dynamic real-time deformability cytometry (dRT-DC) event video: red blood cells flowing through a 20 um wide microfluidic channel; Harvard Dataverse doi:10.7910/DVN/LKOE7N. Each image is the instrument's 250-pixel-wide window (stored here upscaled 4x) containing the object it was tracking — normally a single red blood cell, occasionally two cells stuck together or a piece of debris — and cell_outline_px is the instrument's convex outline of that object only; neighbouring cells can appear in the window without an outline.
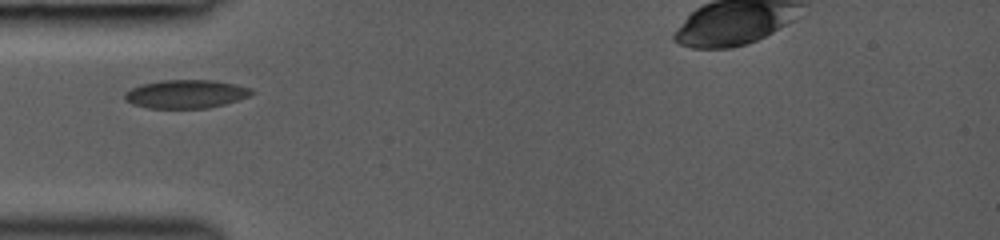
{"species": "common noctule bat (a hibernating species)", "species_latin": "Nyctalus noctula", "temperature_condition": "room temperature", "stored_images_in_passage": 44, "camera_frame_rate_fps": 3000, "um_per_image_px": 0.085, "animal": {"sex": "female", "body_mass_g": 19.0, "forearm_length_mm": 53.3}, "frame": {"image": 1, "passage_image": 1, "time_ms": 0.0, "image_size_px": [1000, 240], "cell_outline_px": [[256, 92], [248, 96], [224, 104], [208, 108], [148, 108], [132, 104], [124, 100], [124, 92], [140, 84], [160, 80], [212, 80], [236, 84], [252, 88]], "centroid_in_image_um": [15.78, 7.98], "position_along_channel_um": 69.2, "area_um2": 21.15}}
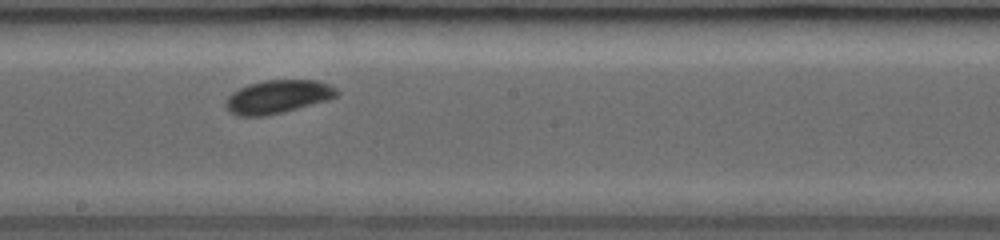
{"frame": {"image": 2, "passage_image": 24, "time_ms": 3.667, "image_size_px": [1000, 240], "cell_outline_px": [[340, 92], [336, 96], [328, 100], [284, 112], [264, 116], [240, 116], [232, 112], [224, 104], [228, 96], [232, 92], [248, 84], [264, 80], [316, 80], [328, 84], [336, 88]], "centroid_in_image_um": [23.63, 8.22], "position_along_channel_um": 224.6, "area_um2": 21.5}}
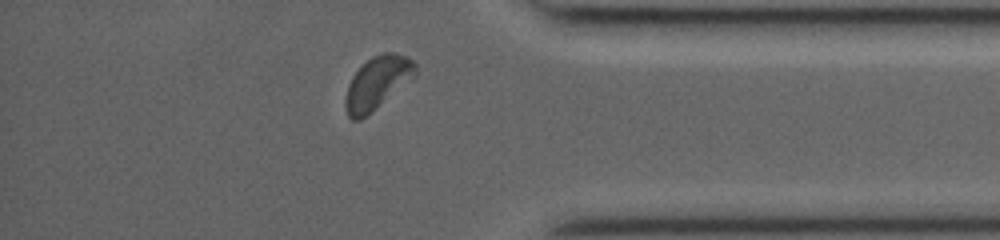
{"frame": {"image": 3, "passage_image": 41, "time_ms": 8.0, "image_size_px": [1000, 240], "cell_outline_px": [[416, 76], [360, 120], [352, 120], [348, 116], [344, 104], [344, 100], [348, 84], [352, 76], [372, 56], [384, 52], [396, 52], [412, 60], [416, 64]], "centroid_in_image_um": [32.06, 7.03], "position_along_channel_um": 403.1, "area_um2": 21.21}}